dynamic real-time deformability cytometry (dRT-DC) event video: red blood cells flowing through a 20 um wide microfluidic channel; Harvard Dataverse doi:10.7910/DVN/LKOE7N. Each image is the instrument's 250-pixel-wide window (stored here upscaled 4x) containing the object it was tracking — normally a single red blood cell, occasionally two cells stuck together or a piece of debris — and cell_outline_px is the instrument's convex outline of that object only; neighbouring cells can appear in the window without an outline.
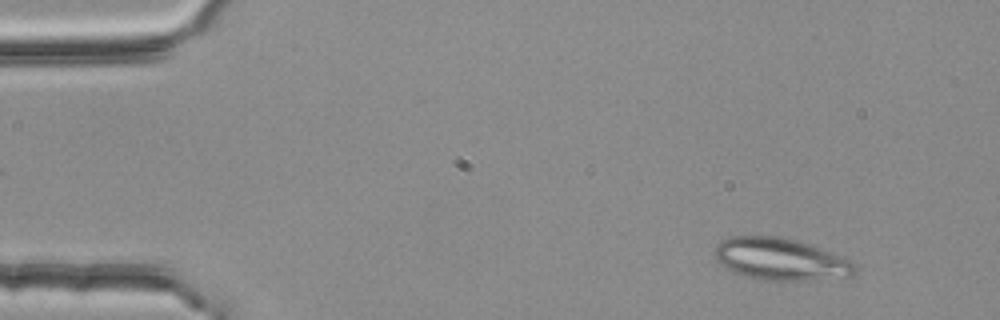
{"species": "common noctule bat (a hibernating species)", "species_latin": "Nyctalus noctula", "temperature_condition": "room temperature", "stored_images_in_passage": 51, "segment_of_instrument_passage": [1, 2], "camera_frame_rate_fps": 3000, "um_per_image_px": 0.085, "animal": {"sex": "female", "body_mass_g": 25.1}, "frame": {"image": 1, "passage_image": 5, "time_ms": 1.333, "image_size_px": [1000, 320], "cell_outline_px": [[856, 272], [852, 276], [804, 280], [760, 280], [732, 272], [724, 268], [716, 260], [712, 252], [724, 240], [732, 236], [780, 236], [796, 240], [808, 244], [848, 260], [856, 268]], "centroid_in_image_um": [66.27, 22.04], "position_along_channel_um": 18.7, "area_um2": 33.93}}